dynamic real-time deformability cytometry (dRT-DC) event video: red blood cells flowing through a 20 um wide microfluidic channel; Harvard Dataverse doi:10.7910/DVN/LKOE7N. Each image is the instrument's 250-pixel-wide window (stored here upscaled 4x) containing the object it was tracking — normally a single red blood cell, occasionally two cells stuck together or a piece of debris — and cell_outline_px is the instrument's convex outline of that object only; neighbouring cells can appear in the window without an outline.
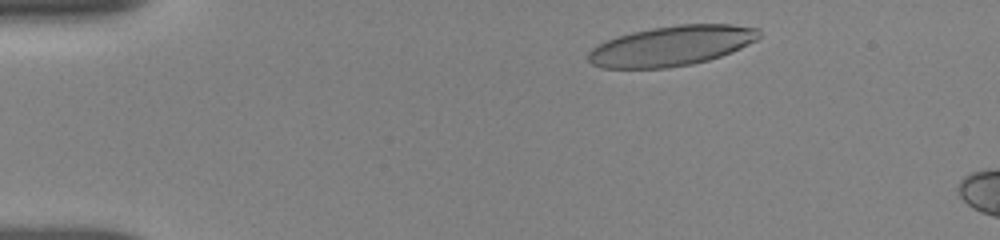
{"species": "human", "species_latin": "Homo sapiens", "temperature_condition": "room temperature", "stored_images_in_passage": 7, "camera_frame_rate_fps": 3000, "um_per_image_px": 0.085, "donor": {"sex": "female"}, "frame": {"image": 1, "passage_image": 2, "time_ms": 1.0, "image_size_px": [1000, 240], "cell_outline_px": [[760, 36], [756, 40], [732, 52], [708, 60], [692, 64], [668, 68], [600, 68], [592, 64], [588, 60], [588, 52], [592, 48], [616, 36], [632, 32], [652, 28], [680, 24], [732, 24], [760, 28]], "centroid_in_image_um": [57.09, 3.9], "position_along_channel_um": 27.9, "area_um2": 39.88}}